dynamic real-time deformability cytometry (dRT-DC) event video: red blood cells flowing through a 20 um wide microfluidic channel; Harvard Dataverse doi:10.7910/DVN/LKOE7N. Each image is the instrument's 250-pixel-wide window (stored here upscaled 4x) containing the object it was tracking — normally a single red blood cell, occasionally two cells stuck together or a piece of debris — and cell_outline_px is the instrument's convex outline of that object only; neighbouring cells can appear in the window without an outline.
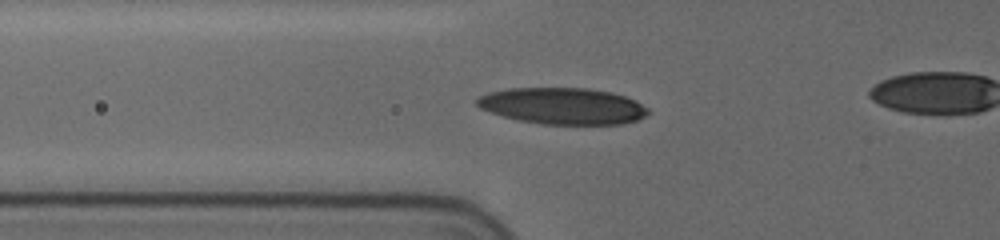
{"species": "human", "species_latin": "Homo sapiens", "temperature_condition": "cold", "stored_images_in_passage": 7, "camera_frame_rate_fps": 3000, "um_per_image_px": 0.085, "donor": {"sex": "female"}, "frame": {"image": 1, "passage_image": 3, "time_ms": 0.667, "image_size_px": [1000, 240], "cell_outline_px": [[652, 112], [636, 120], [620, 124], [544, 124], [520, 120], [504, 116], [480, 108], [476, 104], [476, 100], [480, 96], [488, 92], [508, 88], [588, 88], [612, 92], [636, 100], [648, 108]], "centroid_in_image_um": [47.86, 9.0], "position_along_channel_um": 77.9, "area_um2": 36.3}}
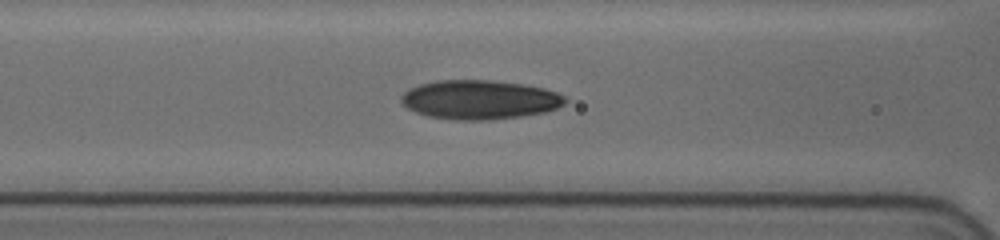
{"frame": {"image": 2, "passage_image": 5, "time_ms": 1.333, "image_size_px": [1000, 240], "cell_outline_px": [[568, 100], [564, 104], [556, 108], [544, 112], [520, 116], [492, 120], [456, 120], [428, 116], [416, 112], [408, 108], [400, 100], [400, 96], [404, 92], [420, 84], [440, 80], [492, 80], [520, 84], [544, 88], [556, 92], [564, 96]], "centroid_in_image_um": [40.77, 8.48], "position_along_channel_um": 125.8, "area_um2": 37.22}}
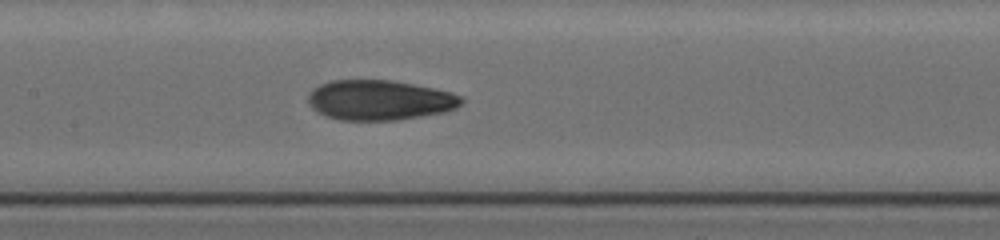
{"frame": {"image": 3, "passage_image": 7, "time_ms": 2.0, "image_size_px": [1000, 240], "cell_outline_px": [[464, 100], [456, 108], [444, 112], [396, 120], [340, 120], [324, 116], [312, 108], [308, 104], [308, 96], [312, 88], [320, 84], [332, 80], [388, 80], [412, 84], [432, 88], [448, 92], [460, 96]], "centroid_in_image_um": [32.21, 8.51], "position_along_channel_um": 175.2, "area_um2": 35.6}}